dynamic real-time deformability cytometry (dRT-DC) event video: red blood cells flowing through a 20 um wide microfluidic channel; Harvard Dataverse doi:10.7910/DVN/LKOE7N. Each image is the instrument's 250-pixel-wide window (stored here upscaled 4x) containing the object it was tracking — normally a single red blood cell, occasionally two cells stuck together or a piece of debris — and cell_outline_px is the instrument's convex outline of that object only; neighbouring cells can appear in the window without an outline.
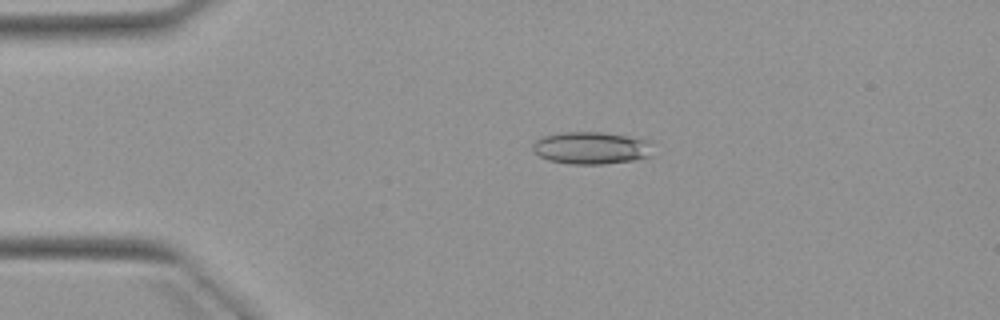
{"species": "Egyptian fruit bat (a non-hibernating species)", "species_latin": "Rousettus aegyptiacus", "temperature_condition": "warm", "stored_images_in_passage": 4, "camera_frame_rate_fps": 3000, "um_per_image_px": 0.085, "animal": {"sex": "female"}, "frame": {"image": 1, "passage_image": 3, "time_ms": 2.333, "image_size_px": [1000, 320], "cell_outline_px": [[652, 156], [632, 160], [604, 164], [568, 164], [548, 160], [540, 156], [532, 148], [532, 144], [540, 136], [564, 132], [600, 132], [628, 136], [652, 140]], "centroid_in_image_um": [50.28, 12.57], "position_along_channel_um": 34.7, "area_um2": 22.89}}